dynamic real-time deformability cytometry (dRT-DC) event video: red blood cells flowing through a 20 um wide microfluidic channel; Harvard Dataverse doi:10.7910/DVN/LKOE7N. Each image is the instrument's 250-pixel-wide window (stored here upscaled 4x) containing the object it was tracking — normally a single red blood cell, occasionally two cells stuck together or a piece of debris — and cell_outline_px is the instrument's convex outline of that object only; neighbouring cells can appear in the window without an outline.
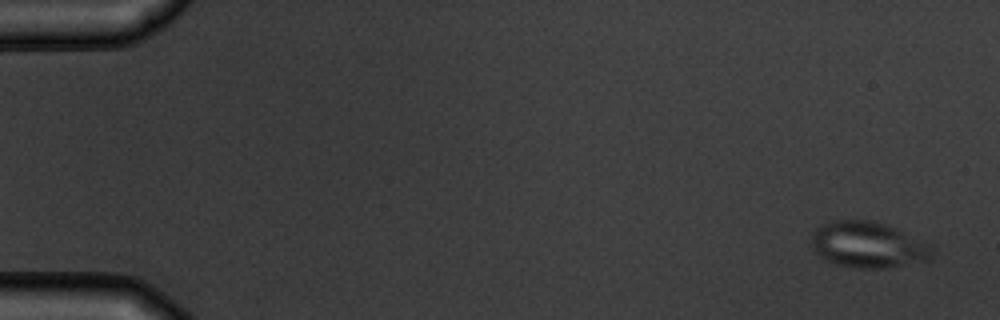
{"species": "common noctule bat (a hibernating species)", "species_latin": "Nyctalus noctula", "temperature_condition": "warm", "stored_images_in_passage": 5, "camera_frame_rate_fps": 3000, "um_per_image_px": 0.085, "animal": {"sex": "male", "body_mass_g": 19.5, "forearm_length_mm": 54.6}, "frame": {"image": 1, "passage_image": 1, "time_ms": 0.0, "image_size_px": [1000, 320], "cell_outline_px": [[936, 252], [932, 260], [888, 268], [856, 268], [836, 264], [820, 256], [812, 248], [812, 232], [820, 224], [832, 220], [872, 220], [896, 228], [932, 244], [936, 248]], "centroid_in_image_um": [73.86, 20.81], "position_along_channel_um": 11.1, "area_um2": 33.0}}